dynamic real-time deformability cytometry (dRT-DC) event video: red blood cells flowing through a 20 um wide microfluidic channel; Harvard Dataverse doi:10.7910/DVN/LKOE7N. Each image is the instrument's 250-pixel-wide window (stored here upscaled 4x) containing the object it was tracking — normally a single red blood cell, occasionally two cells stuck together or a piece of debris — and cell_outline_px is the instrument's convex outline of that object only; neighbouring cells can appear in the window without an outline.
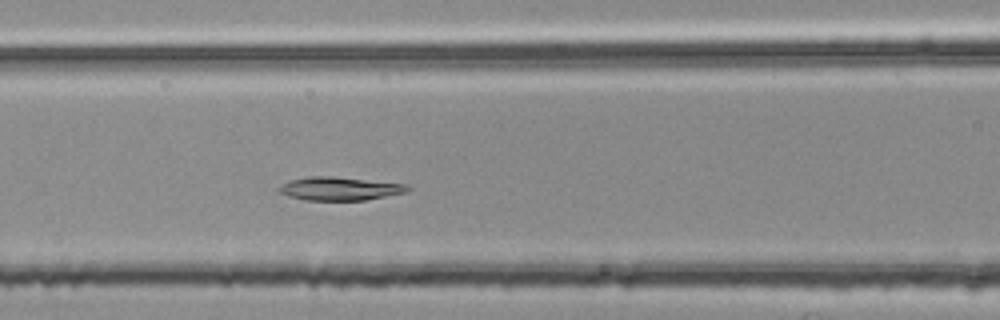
{"species": "common noctule bat (a hibernating species)", "species_latin": "Nyctalus noctula", "temperature_condition": "room temperature", "stored_images_in_passage": 46, "camera_frame_rate_fps": 3000, "um_per_image_px": 0.085, "animal": {"sex": "female", "body_mass_g": 25.1}, "frame": {"image": 1, "passage_image": 16, "time_ms": 5.0, "image_size_px": [1000, 320], "cell_outline_px": [[412, 188], [408, 192], [364, 200], [304, 200], [288, 196], [280, 192], [276, 188], [280, 184], [292, 180], [308, 176], [332, 176], [408, 184]], "centroid_in_image_um": [28.88, 16.03], "position_along_channel_um": 137.7, "area_um2": 17.63}}
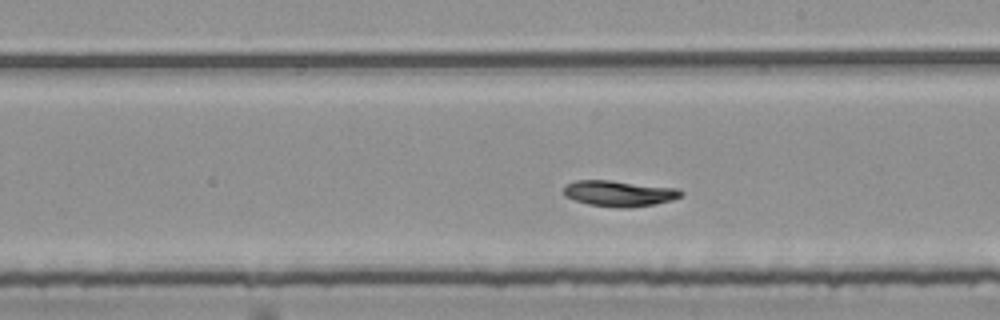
{"frame": {"image": 2, "passage_image": 24, "time_ms": 7.667, "image_size_px": [1000, 320], "cell_outline_px": [[684, 196], [672, 200], [656, 204], [628, 208], [616, 208], [588, 204], [564, 196], [564, 188], [568, 184], [576, 180], [608, 180], [680, 188], [684, 192]], "centroid_in_image_um": [52.7, 16.45], "position_along_channel_um": 236.3, "area_um2": 17.86}}
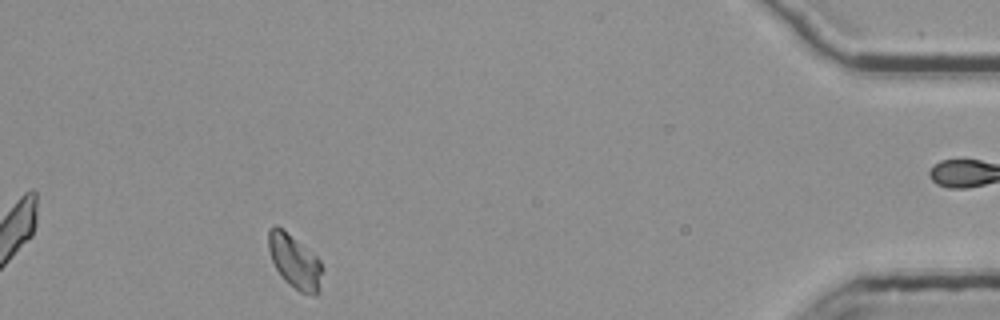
{"frame": {"image": 3, "passage_image": 43, "time_ms": 14.0, "image_size_px": [1000, 320], "cell_outline_px": [[324, 268], [320, 292], [316, 296], [312, 296], [300, 292], [288, 284], [284, 280], [276, 268], [272, 260], [268, 248], [268, 228], [276, 224], [312, 252], [320, 260]], "centroid_in_image_um": [25.09, 22.27], "position_along_channel_um": 410.1, "area_um2": 17.17}, "authors_computed_cell_mechanics": {"area_um2": 17.5423, "velocity_mm_per_s": 3.7243, "shape_relaxation_time_tau1_ms": 3.7715, "shape_relaxation_time_tau2_ms": null, "deformation_change_tau1": 0.0989, "deformation_change_tau2": null}}